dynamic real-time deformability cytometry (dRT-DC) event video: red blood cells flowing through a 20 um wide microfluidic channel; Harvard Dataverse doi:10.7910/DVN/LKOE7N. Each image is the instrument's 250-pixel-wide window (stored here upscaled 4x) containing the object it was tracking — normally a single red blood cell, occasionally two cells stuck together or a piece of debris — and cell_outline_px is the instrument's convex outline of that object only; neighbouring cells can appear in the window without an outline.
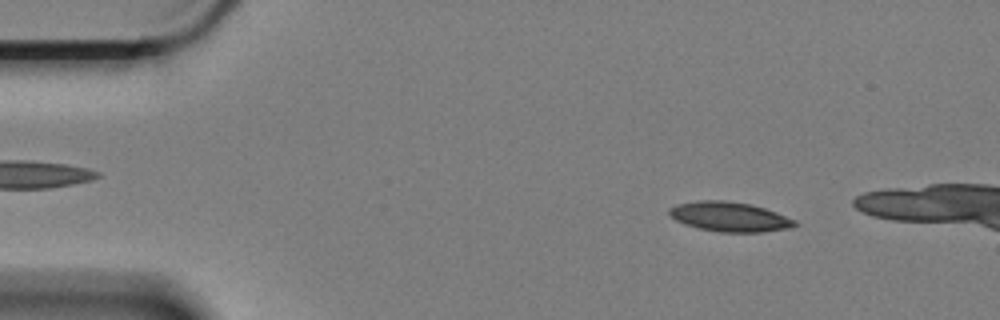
{"species": "Egyptian fruit bat (a non-hibernating species)", "species_latin": "Rousettus aegyptiacus", "temperature_condition": "cold", "stored_images_in_passage": 51, "camera_frame_rate_fps": 3000, "um_per_image_px": 0.085, "animal": {"sex": "female"}, "frame": {"image": 1, "passage_image": 7, "time_ms": 2.0, "image_size_px": [1000, 320], "cell_outline_px": [[800, 224], [788, 228], [760, 232], [720, 232], [700, 228], [684, 224], [676, 220], [668, 212], [668, 208], [676, 204], [700, 200], [724, 200], [752, 204], [776, 212], [796, 220]], "centroid_in_image_um": [62.02, 18.41], "position_along_channel_um": 23.0, "area_um2": 21.68}}
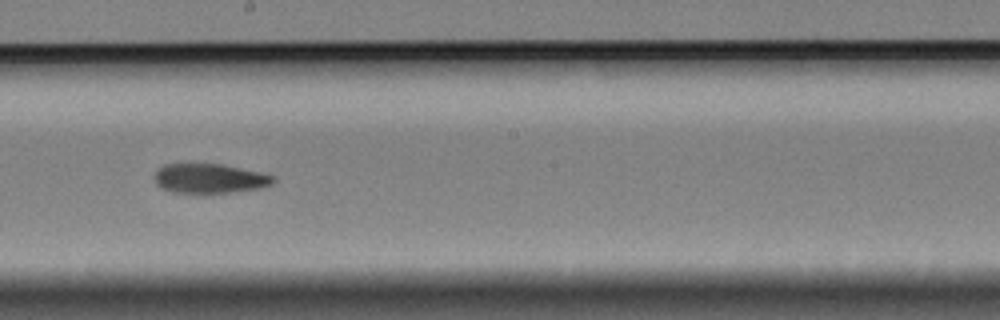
{"frame": {"image": 2, "passage_image": 32, "time_ms": 10.333, "image_size_px": [1000, 320], "cell_outline_px": [[276, 180], [272, 184], [260, 188], [204, 196], [172, 192], [160, 188], [156, 184], [156, 172], [164, 164], [224, 164], [260, 172], [276, 176]], "centroid_in_image_um": [17.84, 15.21], "position_along_channel_um": 230.4, "area_um2": 21.15}}
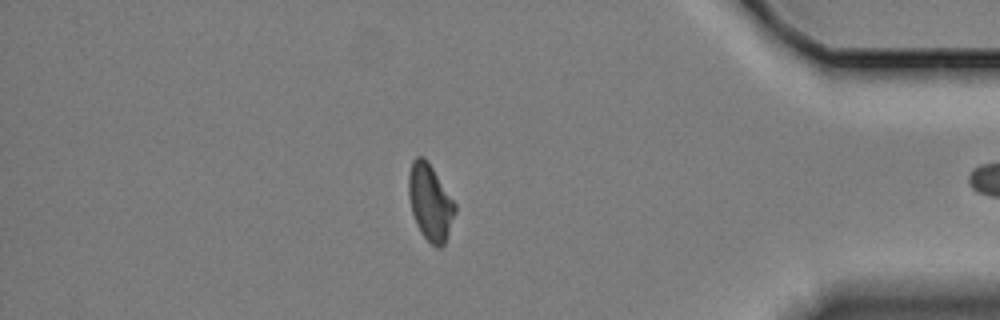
{"frame": {"image": 3, "passage_image": 50, "time_ms": 16.333, "image_size_px": [1000, 320], "cell_outline_px": [[456, 212], [444, 244], [440, 248], [436, 248], [420, 232], [416, 224], [412, 212], [408, 196], [408, 176], [412, 160], [416, 156], [424, 156], [456, 204]], "centroid_in_image_um": [36.55, 17.2], "position_along_channel_um": 398.7, "area_um2": 20.52}}